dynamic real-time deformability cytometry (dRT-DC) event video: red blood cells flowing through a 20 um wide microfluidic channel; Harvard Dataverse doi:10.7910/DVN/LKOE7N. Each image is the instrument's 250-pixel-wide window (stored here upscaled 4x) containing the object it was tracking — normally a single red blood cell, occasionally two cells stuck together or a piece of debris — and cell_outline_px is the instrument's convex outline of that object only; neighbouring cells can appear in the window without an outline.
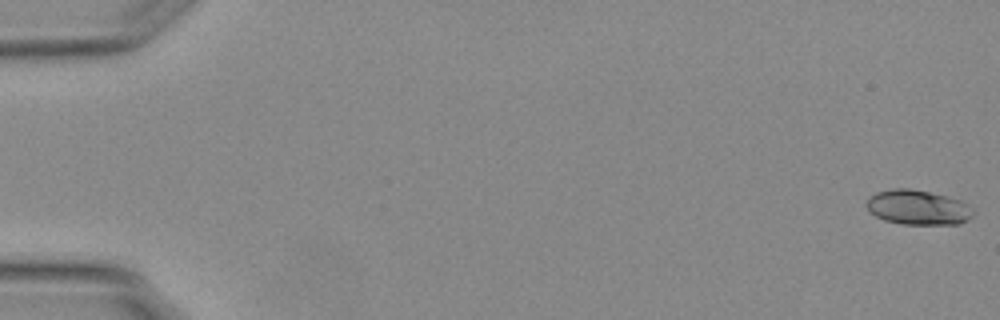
{"species": "Egyptian fruit bat (a non-hibernating species)", "species_latin": "Rousettus aegyptiacus", "temperature_condition": "warm", "stored_images_in_passage": 16, "camera_frame_rate_fps": 3000, "um_per_image_px": 0.085, "animal": {"sex": "female"}, "frame": {"image": 1, "passage_image": 1, "time_ms": 0.0, "image_size_px": [1000, 320], "cell_outline_px": [[976, 212], [968, 220], [960, 224], [900, 224], [884, 220], [876, 216], [864, 204], [876, 192], [892, 188], [908, 188], [948, 196], [960, 200], [972, 208]], "centroid_in_image_um": [78.05, 17.63], "position_along_channel_um": 7.0, "area_um2": 21.62}}